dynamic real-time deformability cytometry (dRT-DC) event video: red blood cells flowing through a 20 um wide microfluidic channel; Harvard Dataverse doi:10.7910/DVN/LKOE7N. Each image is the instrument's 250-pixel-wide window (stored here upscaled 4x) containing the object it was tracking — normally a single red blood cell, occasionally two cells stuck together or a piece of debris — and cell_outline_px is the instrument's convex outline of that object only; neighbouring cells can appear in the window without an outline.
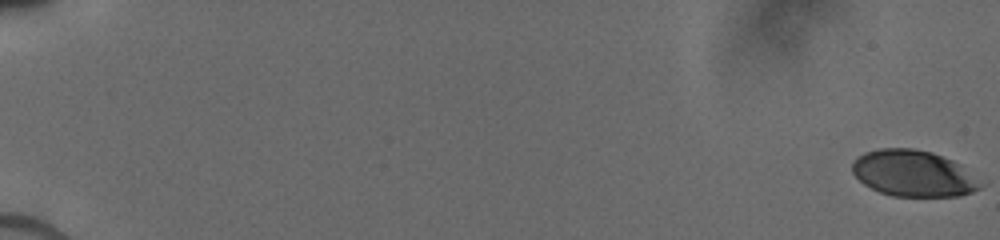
{"species": "human", "species_latin": "Homo sapiens", "temperature_condition": "cold", "stored_images_in_passage": 42, "camera_frame_rate_fps": 3000, "um_per_image_px": 0.085, "donor": {"sex": "male"}, "frame": {"image": 1, "passage_image": 1, "time_ms": 0.0, "image_size_px": [1000, 240], "cell_outline_px": [[984, 184], [980, 188], [972, 192], [960, 196], [892, 196], [880, 192], [864, 184], [852, 172], [852, 160], [856, 156], [864, 152], [876, 148], [912, 148], [932, 152], [952, 160]], "centroid_in_image_um": [77.59, 14.73], "position_along_channel_um": 7.4, "area_um2": 34.51}}
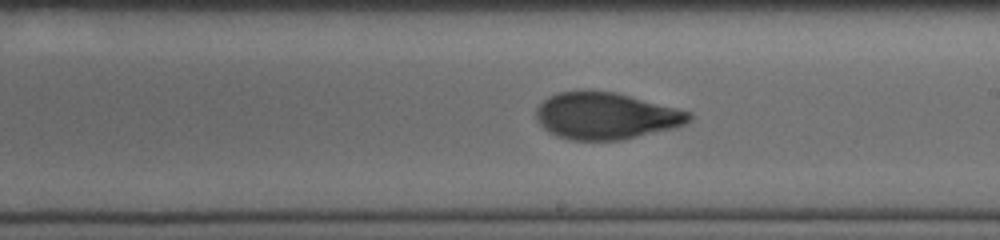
{"frame": {"image": 2, "passage_image": 22, "time_ms": 11.0, "image_size_px": [1000, 240], "cell_outline_px": [[692, 120], [676, 128], [624, 140], [568, 140], [556, 136], [548, 132], [536, 120], [536, 108], [544, 100], [560, 92], [612, 92], [692, 112]], "centroid_in_image_um": [51.52, 9.89], "position_along_channel_um": 237.5, "area_um2": 41.33}}
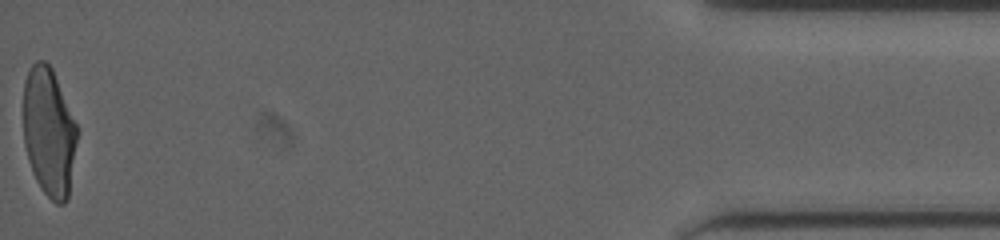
{"frame": {"image": 3, "passage_image": 41, "time_ms": 17.667, "image_size_px": [1000, 240], "cell_outline_px": [[80, 128], [68, 200], [64, 204], [56, 204], [40, 188], [32, 172], [28, 160], [24, 144], [24, 84], [28, 72], [32, 64], [36, 60], [44, 60], [52, 68]], "centroid_in_image_um": [4.2, 11.24], "position_along_channel_um": 431.0, "area_um2": 41.1}}